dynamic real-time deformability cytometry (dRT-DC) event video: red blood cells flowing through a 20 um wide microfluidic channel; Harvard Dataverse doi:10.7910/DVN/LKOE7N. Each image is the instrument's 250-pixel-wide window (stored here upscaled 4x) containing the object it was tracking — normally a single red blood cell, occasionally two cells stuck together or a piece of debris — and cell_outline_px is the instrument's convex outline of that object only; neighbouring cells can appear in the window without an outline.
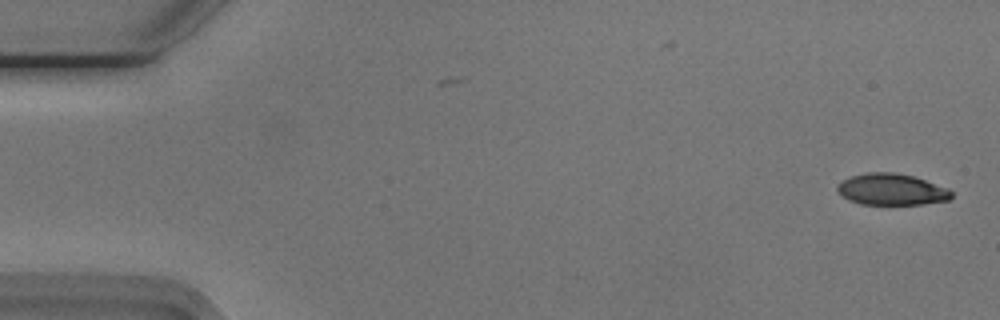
{"species": "Egyptian fruit bat (a non-hibernating species)", "species_latin": "Rousettus aegyptiacus", "temperature_condition": "cold", "stored_images_in_passage": 53, "camera_frame_rate_fps": 3000, "um_per_image_px": 0.085, "animal": {"sex": "male"}, "frame": {"image": 1, "passage_image": 1, "time_ms": 0.0, "image_size_px": [1000, 320], "cell_outline_px": [[952, 196], [948, 200], [924, 204], [860, 204], [848, 200], [836, 188], [844, 180], [852, 176], [868, 172], [892, 172], [912, 176], [948, 188], [952, 192]], "centroid_in_image_um": [75.8, 16.11], "position_along_channel_um": 9.2, "area_um2": 20.58}}
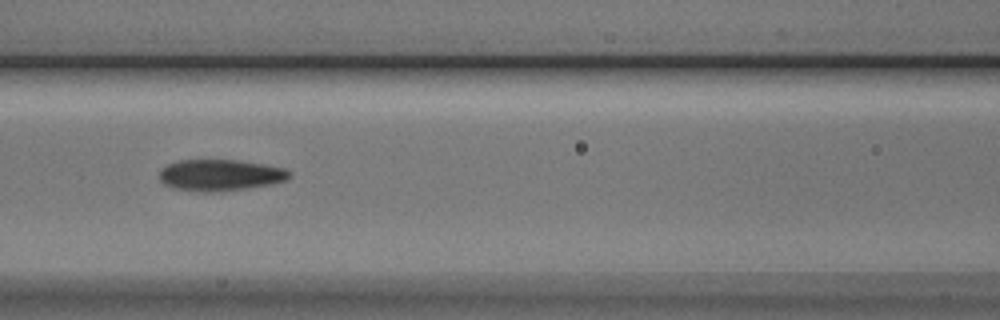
{"frame": {"image": 2, "passage_image": 23, "time_ms": 7.333, "image_size_px": [1000, 320], "cell_outline_px": [[288, 176], [284, 180], [272, 184], [220, 192], [200, 192], [172, 188], [164, 184], [160, 180], [160, 172], [168, 164], [180, 160], [232, 160], [260, 164], [284, 168], [288, 172]], "centroid_in_image_um": [18.65, 14.9], "position_along_channel_um": 147.9, "area_um2": 23.41}}
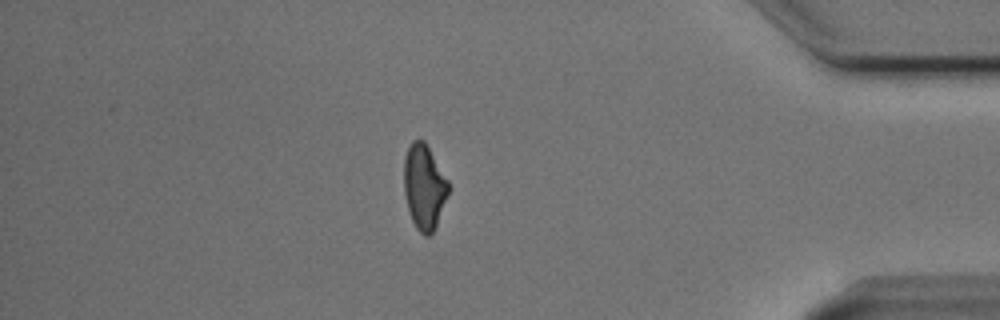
{"frame": {"image": 3, "passage_image": 46, "time_ms": 15.0, "image_size_px": [1000, 320], "cell_outline_px": [[448, 192], [436, 224], [432, 232], [428, 236], [424, 236], [416, 228], [412, 220], [408, 208], [404, 192], [404, 156], [412, 140], [424, 140], [448, 180]], "centroid_in_image_um": [36.03, 15.86], "position_along_channel_um": 399.2, "area_um2": 21.62}, "authors_computed_cell_mechanics": {"area_um2": 22.6576, "velocity_mm_per_s": 3.7681, "shape_relaxation_time_tau1_ms": 4.9745, "shape_relaxation_time_tau2_ms": 2.3268, "deformation_change_tau1": 0.1497, "deformation_change_tau2": 0.0918}}